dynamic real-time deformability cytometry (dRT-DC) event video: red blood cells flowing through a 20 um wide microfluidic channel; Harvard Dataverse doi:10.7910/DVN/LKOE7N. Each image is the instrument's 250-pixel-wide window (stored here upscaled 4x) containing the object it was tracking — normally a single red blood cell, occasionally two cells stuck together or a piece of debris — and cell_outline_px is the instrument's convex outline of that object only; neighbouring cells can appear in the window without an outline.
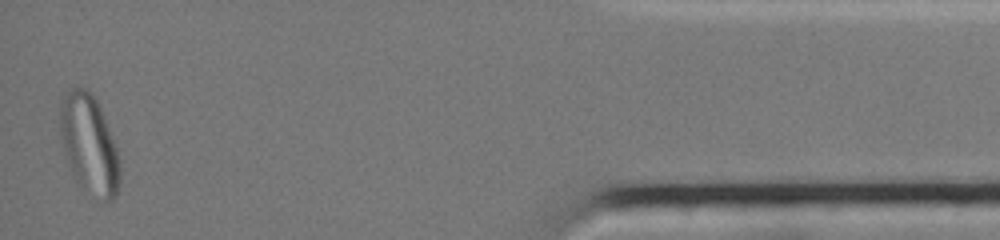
{"species": "common noctule bat (a hibernating species)", "species_latin": "Nyctalus noctula", "temperature_condition": "cold", "stored_images_in_passage": 39, "segment_of_instrument_passage": [2, 2], "camera_frame_rate_fps": 3000, "um_per_image_px": 0.085, "animal": {"sex": "female", "body_mass_g": 19.0, "forearm_length_mm": 51.5}, "frame": {"image": 1, "passage_image": 39, "time_ms": 15.333, "image_size_px": [1000, 240], "cell_outline_px": [[120, 184], [116, 196], [108, 204], [100, 204], [72, 176], [68, 164], [60, 136], [60, 108], [68, 88], [80, 88], [88, 92], [96, 100], [104, 116], [116, 148], [120, 160]], "centroid_in_image_um": [7.6, 12.39], "position_along_channel_um": 427.6, "area_um2": 34.68}}